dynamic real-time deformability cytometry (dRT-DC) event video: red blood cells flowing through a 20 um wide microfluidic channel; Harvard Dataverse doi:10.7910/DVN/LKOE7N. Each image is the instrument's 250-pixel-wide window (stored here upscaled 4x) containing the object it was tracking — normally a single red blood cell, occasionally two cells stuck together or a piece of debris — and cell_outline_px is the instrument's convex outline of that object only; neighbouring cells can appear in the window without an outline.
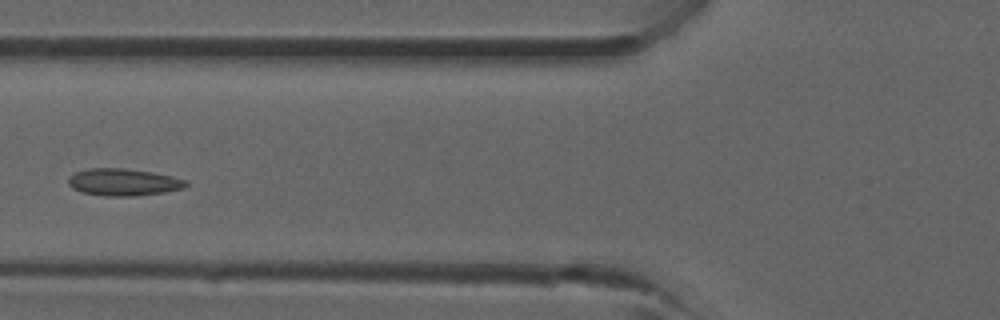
{"species": "common noctule bat (a hibernating species)", "species_latin": "Nyctalus noctula", "temperature_condition": "room temperature", "stored_images_in_passage": 4, "camera_frame_rate_fps": 3000, "um_per_image_px": 0.085, "animal": {"sex": "male", "forearm_length_mm": 52.5}, "frame": {"image": 1, "passage_image": 4, "time_ms": 3.333, "image_size_px": [1000, 320], "cell_outline_px": [[188, 184], [184, 188], [164, 192], [136, 196], [104, 196], [84, 192], [72, 188], [68, 184], [68, 176], [76, 172], [88, 168], [124, 168], [152, 172], [172, 176], [184, 180]], "centroid_in_image_um": [10.47, 15.48], "position_along_channel_um": 115.3, "area_um2": 18.55}}